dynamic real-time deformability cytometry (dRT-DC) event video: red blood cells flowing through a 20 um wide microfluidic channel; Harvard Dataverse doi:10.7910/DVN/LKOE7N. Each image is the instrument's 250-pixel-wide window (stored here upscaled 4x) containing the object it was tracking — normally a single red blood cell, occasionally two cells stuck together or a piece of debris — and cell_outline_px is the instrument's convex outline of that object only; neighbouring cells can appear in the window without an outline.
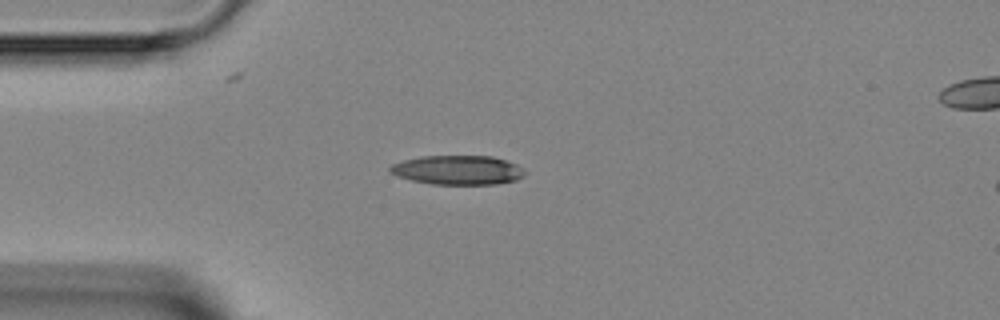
{"species": "Egyptian fruit bat (a non-hibernating species)", "species_latin": "Rousettus aegyptiacus", "temperature_condition": "room temperature", "stored_images_in_passage": 3, "segment_of_instrument_passage": [1, 2], "camera_frame_rate_fps": 3000, "um_per_image_px": 0.085, "animal": {"sex": "female"}, "frame": {"image": 1, "passage_image": 2, "time_ms": 1.0, "image_size_px": [1000, 320], "cell_outline_px": [[524, 176], [516, 180], [496, 184], [432, 184], [412, 180], [396, 176], [388, 172], [388, 168], [392, 164], [404, 160], [420, 156], [492, 156], [516, 164], [524, 168]], "centroid_in_image_um": [38.89, 14.45], "position_along_channel_um": 46.1, "area_um2": 23.0}}